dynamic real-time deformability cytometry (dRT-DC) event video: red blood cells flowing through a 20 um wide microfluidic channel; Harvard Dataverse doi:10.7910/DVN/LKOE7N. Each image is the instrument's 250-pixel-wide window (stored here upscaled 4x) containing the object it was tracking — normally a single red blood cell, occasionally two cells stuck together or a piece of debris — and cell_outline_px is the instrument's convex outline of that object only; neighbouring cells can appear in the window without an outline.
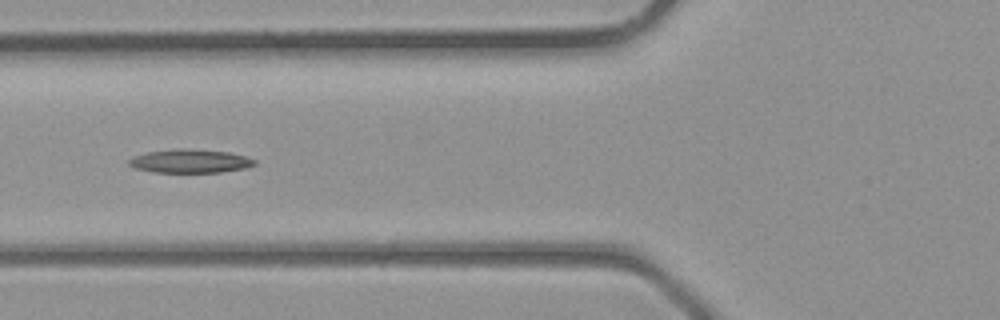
{"species": "common noctule bat (a hibernating species)", "species_latin": "Nyctalus noctula", "temperature_condition": "room temperature", "stored_images_in_passage": 27, "camera_frame_rate_fps": 3000, "um_per_image_px": 0.085, "animal": {"sex": "male", "body_mass_g": 23.1, "forearm_length_mm": 52.7}, "frame": {"image": 1, "passage_image": 8, "time_ms": 2.333, "image_size_px": [1000, 320], "cell_outline_px": [[256, 164], [248, 168], [220, 172], [156, 172], [136, 168], [128, 164], [128, 160], [132, 156], [148, 152], [180, 148], [228, 152], [244, 156], [256, 160]], "centroid_in_image_um": [16.17, 13.69], "position_along_channel_um": 109.6, "area_um2": 17.11}}
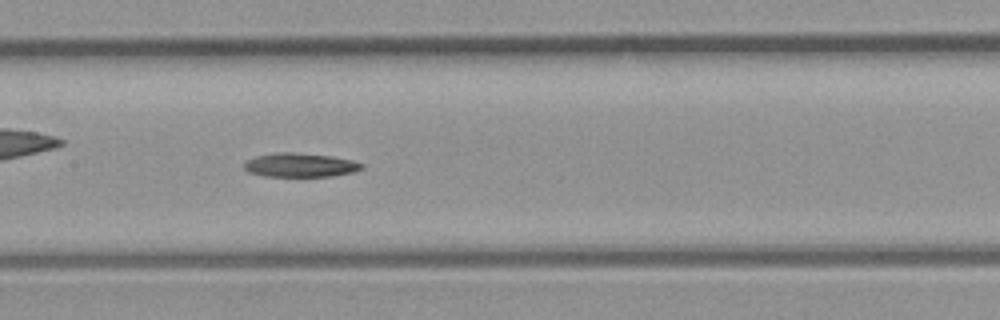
{"frame": {"image": 2, "passage_image": 12, "time_ms": 3.667, "image_size_px": [1000, 320], "cell_outline_px": [[364, 168], [352, 172], [332, 176], [264, 176], [248, 172], [244, 168], [244, 160], [256, 156], [276, 152], [296, 152], [332, 156], [352, 160], [364, 164]], "centroid_in_image_um": [25.49, 14.02], "position_along_channel_um": 181.9, "area_um2": 16.53}}
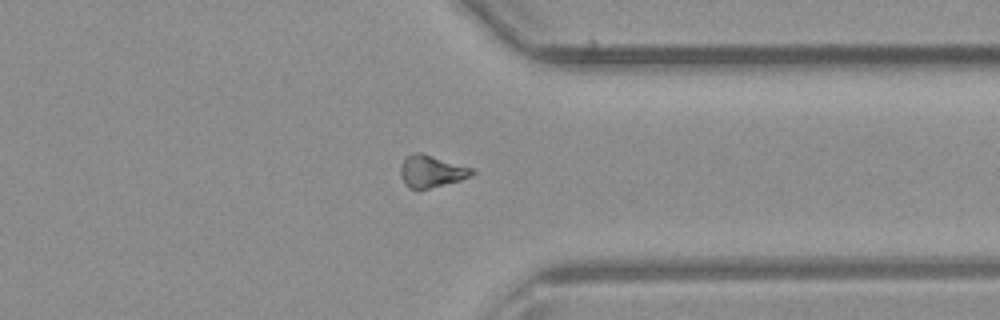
{"frame": {"image": 3, "passage_image": 22, "time_ms": 7.0, "image_size_px": [1000, 320], "cell_outline_px": [[476, 172], [460, 180], [428, 188], [408, 188], [404, 184], [400, 176], [400, 164], [412, 152], [420, 152], [472, 168]], "centroid_in_image_um": [36.62, 14.55], "position_along_channel_um": 374.8, "area_um2": 13.12}}